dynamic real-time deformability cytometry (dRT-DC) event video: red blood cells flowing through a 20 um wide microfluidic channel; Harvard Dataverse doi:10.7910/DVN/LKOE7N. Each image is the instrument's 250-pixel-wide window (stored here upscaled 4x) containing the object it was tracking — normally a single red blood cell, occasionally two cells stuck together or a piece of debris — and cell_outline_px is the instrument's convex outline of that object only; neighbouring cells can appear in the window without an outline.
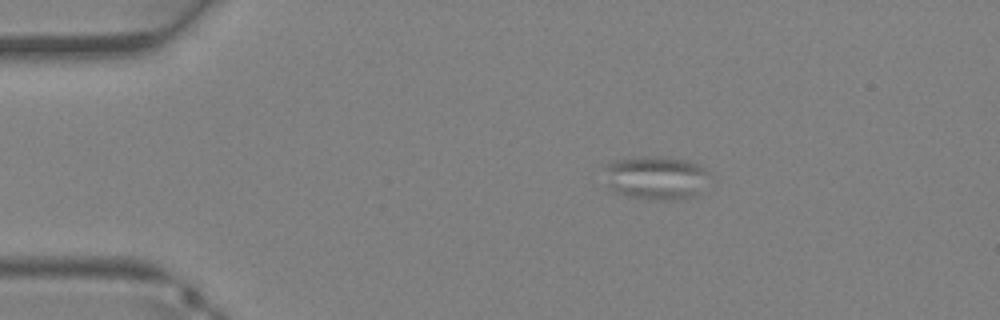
{"species": "Egyptian fruit bat (a non-hibernating species)", "species_latin": "Rousettus aegyptiacus", "temperature_condition": "warm", "stored_images_in_passage": 32, "camera_frame_rate_fps": 3000, "um_per_image_px": 0.085, "animal": {"sex": "female"}, "frame": {"image": 1, "passage_image": 1, "time_ms": 0.0, "image_size_px": [1000, 320], "cell_outline_px": [[712, 176], [696, 196], [680, 200], [648, 200], [628, 196], [616, 192], [608, 188], [604, 164], [616, 160], [640, 156], [644, 156], [684, 160], [696, 164], [712, 172]], "centroid_in_image_um": [55.78, 15.14], "position_along_channel_um": 29.2, "area_um2": 27.05}}
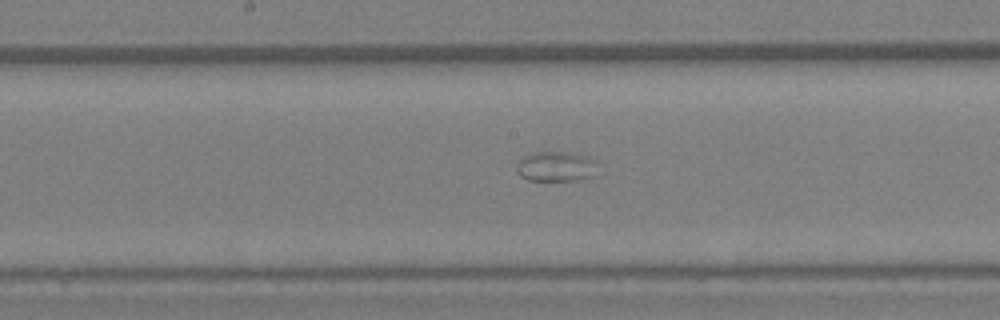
{"frame": {"image": 2, "passage_image": 14, "time_ms": 4.333, "image_size_px": [1000, 320], "cell_outline_px": [[596, 164], [592, 176], [576, 180], [528, 180], [520, 176], [516, 172], [516, 168], [520, 160], [524, 156], [536, 152], [568, 152], [588, 156], [596, 160]], "centroid_in_image_um": [47.24, 14.14], "position_along_channel_um": 201.0, "area_um2": 14.05}}
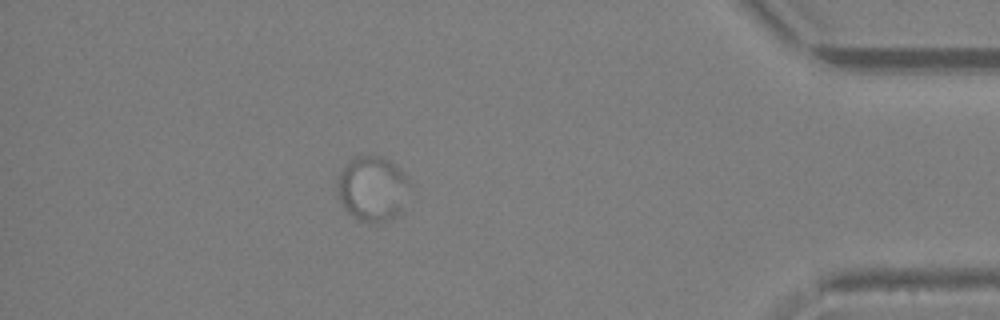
{"frame": {"image": 3, "passage_image": 28, "time_ms": 9.0, "image_size_px": [1000, 320], "cell_outline_px": [[408, 180], [400, 212], [396, 216], [388, 220], [376, 224], [360, 220], [348, 212], [340, 204], [336, 196], [336, 180], [344, 164], [348, 160], [356, 156], [380, 156], [388, 160], [400, 168], [408, 176]], "centroid_in_image_um": [31.57, 16.02], "position_along_channel_um": 403.6, "area_um2": 27.46}}